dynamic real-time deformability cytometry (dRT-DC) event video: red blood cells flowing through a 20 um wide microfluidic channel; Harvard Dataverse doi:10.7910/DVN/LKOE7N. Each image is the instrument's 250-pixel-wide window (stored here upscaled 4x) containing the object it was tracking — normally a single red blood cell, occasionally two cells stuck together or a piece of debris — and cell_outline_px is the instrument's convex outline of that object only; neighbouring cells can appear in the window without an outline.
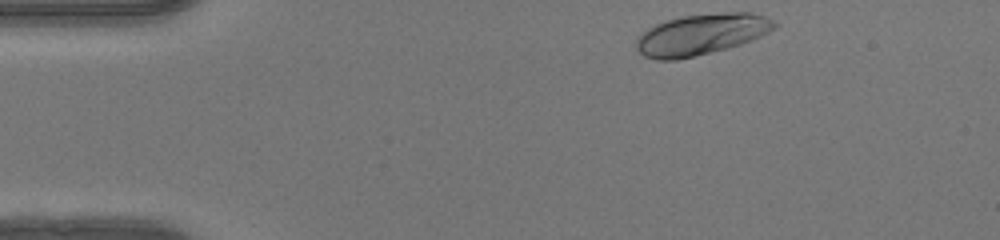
{"species": "human", "species_latin": "Homo sapiens", "temperature_condition": "warm", "stored_images_in_passage": 36, "camera_frame_rate_fps": 3000, "um_per_image_px": 0.085, "donor": {"sex": "female"}, "frame": {"image": 1, "passage_image": 1, "time_ms": 0.0, "image_size_px": [1000, 240], "cell_outline_px": [[776, 28], [752, 40], [740, 44], [676, 60], [656, 60], [644, 56], [636, 48], [636, 36], [648, 28], [656, 24], [680, 16], [724, 12], [752, 12], [764, 16], [772, 20], [776, 24]], "centroid_in_image_um": [59.58, 2.91], "position_along_channel_um": 25.4, "area_um2": 32.77}}
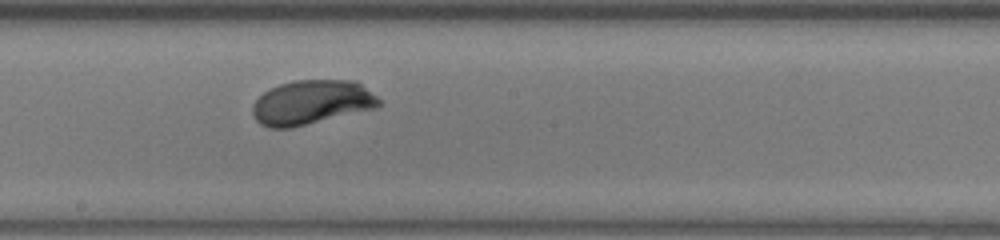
{"frame": {"image": 2, "passage_image": 21, "time_ms": 6.667, "image_size_px": [1000, 240], "cell_outline_px": [[380, 104], [376, 108], [292, 128], [268, 128], [260, 124], [252, 116], [252, 104], [268, 88], [280, 84], [296, 80], [356, 80], [376, 96], [380, 100]], "centroid_in_image_um": [26.45, 8.71], "position_along_channel_um": 221.7, "area_um2": 32.83}}
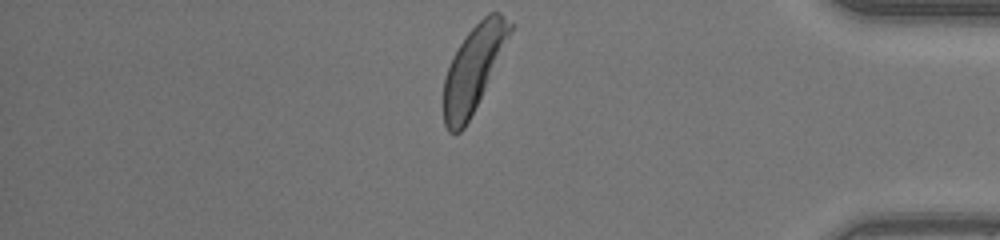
{"frame": {"image": 3, "passage_image": 36, "time_ms": 11.667, "image_size_px": [1000, 240], "cell_outline_px": [[516, 24], [464, 128], [460, 132], [448, 132], [444, 124], [444, 80], [448, 68], [460, 44], [468, 32], [488, 12], [500, 12]], "centroid_in_image_um": [40.26, 5.77], "position_along_channel_um": 394.9, "area_um2": 31.96}, "authors_computed_cell_mechanics": {"area_um2": 32.5125, "velocity_mm_per_s": 4.0833, "shape_relaxation_time_tau1_ms": 2.6861, "shape_relaxation_time_tau2_ms": null, "deformation_change_tau1": 0.17, "deformation_change_tau2": null}}